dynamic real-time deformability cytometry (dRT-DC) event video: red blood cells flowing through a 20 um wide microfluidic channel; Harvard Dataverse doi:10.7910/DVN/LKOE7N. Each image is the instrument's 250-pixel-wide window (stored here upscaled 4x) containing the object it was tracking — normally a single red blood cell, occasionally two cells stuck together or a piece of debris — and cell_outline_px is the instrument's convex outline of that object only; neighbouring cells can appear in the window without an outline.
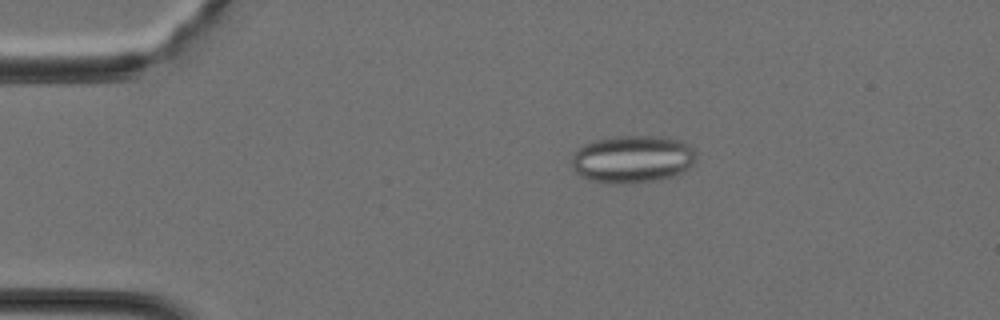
{"species": "Egyptian fruit bat (a non-hibernating species)", "species_latin": "Rousettus aegyptiacus", "temperature_condition": "cold", "stored_images_in_passage": 38, "segment_of_instrument_passage": [1, 2], "camera_frame_rate_fps": 3000, "um_per_image_px": 0.085, "animal": {"sex": "female"}, "frame": {"image": 1, "passage_image": 7, "time_ms": 2.0, "image_size_px": [1000, 320], "cell_outline_px": [[696, 156], [692, 164], [688, 168], [672, 176], [656, 180], [624, 184], [612, 184], [588, 180], [580, 176], [572, 168], [572, 156], [584, 144], [596, 140], [616, 136], [660, 136], [680, 140], [688, 144], [696, 152]], "centroid_in_image_um": [53.74, 13.53], "position_along_channel_um": 31.3, "area_um2": 34.51}}